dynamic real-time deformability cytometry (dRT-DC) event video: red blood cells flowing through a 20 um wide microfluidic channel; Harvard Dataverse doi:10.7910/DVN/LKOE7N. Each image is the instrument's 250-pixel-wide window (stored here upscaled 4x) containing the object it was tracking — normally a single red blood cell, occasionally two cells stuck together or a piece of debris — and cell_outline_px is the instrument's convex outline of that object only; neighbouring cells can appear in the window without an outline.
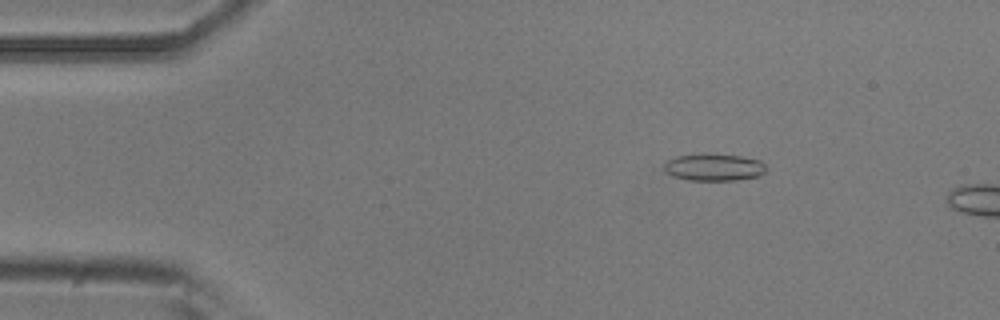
{"species": "common noctule bat (a hibernating species)", "species_latin": "Nyctalus noctula", "temperature_condition": "room temperature", "stored_images_in_passage": 3, "camera_frame_rate_fps": 3000, "um_per_image_px": 0.085, "animal": {"sex": "male", "body_mass_g": 20.5, "forearm_length_mm": 52.5}, "frame": {"image": 1, "passage_image": 2, "time_ms": 0.333, "image_size_px": [1000, 320], "cell_outline_px": [[768, 172], [760, 176], [736, 180], [688, 180], [672, 176], [664, 172], [664, 160], [676, 156], [740, 156], [760, 160], [768, 168]], "centroid_in_image_um": [60.71, 14.26], "position_along_channel_um": 24.3, "area_um2": 15.84}}